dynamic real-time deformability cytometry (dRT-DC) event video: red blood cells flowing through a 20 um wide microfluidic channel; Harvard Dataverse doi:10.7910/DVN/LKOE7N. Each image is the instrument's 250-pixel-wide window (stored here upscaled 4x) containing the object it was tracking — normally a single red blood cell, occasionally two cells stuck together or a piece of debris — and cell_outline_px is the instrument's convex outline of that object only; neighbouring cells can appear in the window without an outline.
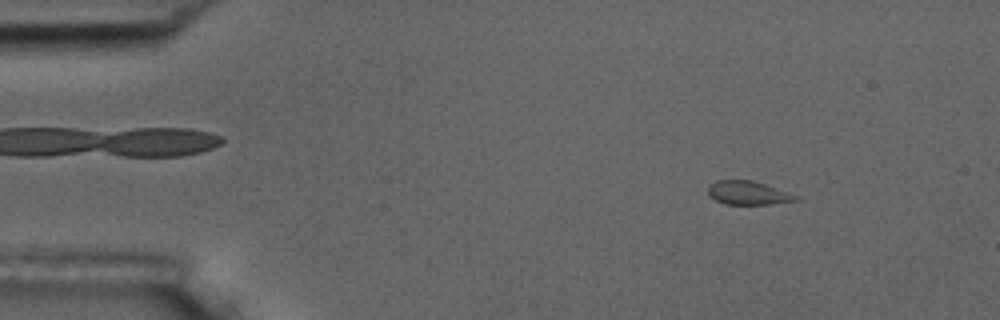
{"species": "common noctule bat (a hibernating species)", "species_latin": "Nyctalus noctula", "temperature_condition": "room temperature", "stored_images_in_passage": 54, "camera_frame_rate_fps": 3000, "um_per_image_px": 0.085, "animal": {"sex": "male", "body_mass_g": 17.5, "forearm_length_mm": 52.3}, "frame": {"image": 1, "passage_image": 7, "time_ms": 2.0, "image_size_px": [1000, 320], "cell_outline_px": [[800, 200], [768, 204], [724, 204], [708, 196], [708, 184], [716, 180], [752, 180], [800, 196]], "centroid_in_image_um": [63.56, 16.39], "position_along_channel_um": 21.4, "area_um2": 12.14}}
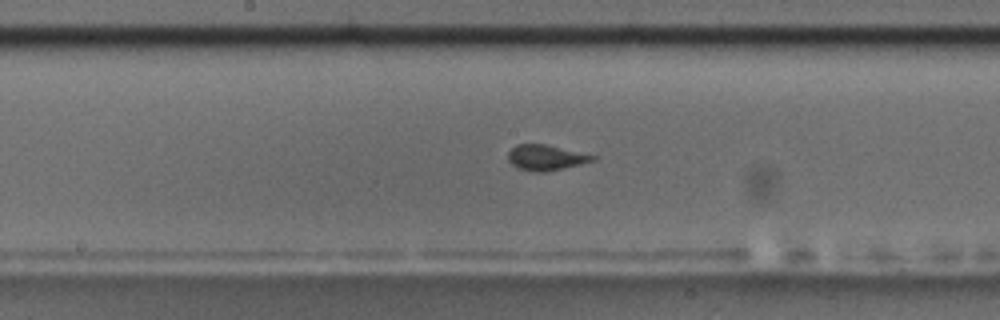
{"frame": {"image": 2, "passage_image": 28, "time_ms": 9.0, "image_size_px": [1000, 320], "cell_outline_px": [[600, 156], [596, 160], [580, 164], [544, 172], [536, 172], [520, 168], [512, 164], [508, 160], [508, 152], [516, 144], [544, 144]], "centroid_in_image_um": [46.44, 13.38], "position_along_channel_um": 201.8, "area_um2": 12.48}}
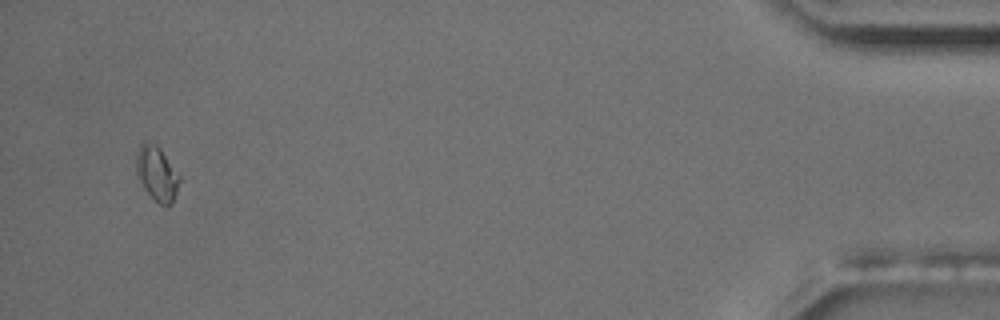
{"frame": {"image": 3, "passage_image": 52, "time_ms": 17.0, "image_size_px": [1000, 320], "cell_outline_px": [[180, 180], [172, 204], [160, 204], [144, 188], [136, 176], [136, 156], [140, 144], [144, 140], [148, 140], [156, 144], [160, 148], [180, 176]], "centroid_in_image_um": [13.31, 14.7], "position_along_channel_um": 421.9, "area_um2": 13.64}, "authors_computed_cell_mechanics": {"area_um2": 12.6293, "velocity_mm_per_s": 3.7292, "shape_relaxation_time_tau1_ms": 2.45, "shape_relaxation_time_tau2_ms": null, "deformation_change_tau1": 0.0595, "deformation_change_tau2": null}}